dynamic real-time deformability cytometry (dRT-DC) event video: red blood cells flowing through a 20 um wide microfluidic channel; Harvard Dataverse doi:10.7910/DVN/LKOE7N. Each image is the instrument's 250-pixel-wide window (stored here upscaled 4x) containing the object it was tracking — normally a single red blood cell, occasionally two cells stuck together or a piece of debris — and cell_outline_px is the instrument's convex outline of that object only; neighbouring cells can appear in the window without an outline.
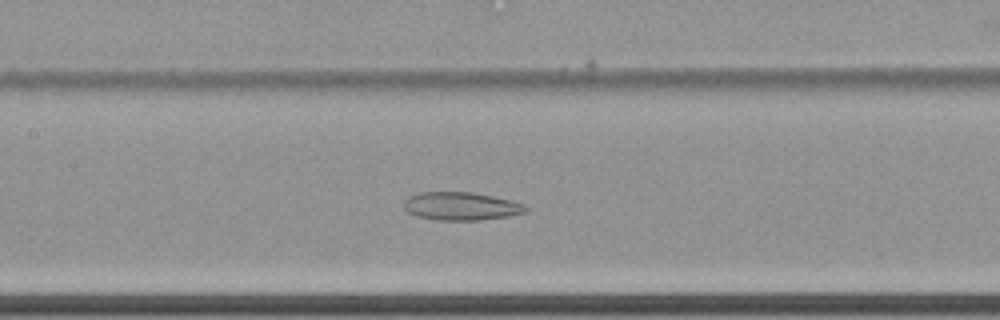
{"species": "common noctule bat (a hibernating species)", "species_latin": "Nyctalus noctula", "temperature_condition": "cold", "stored_images_in_passage": 66, "camera_frame_rate_fps": 3000, "um_per_image_px": 0.085, "animal": {"sex": "female", "body_mass_g": 22.7, "forearm_length_mm": 54.2}, "frame": {"image": 1, "passage_image": 35, "time_ms": 11.333, "image_size_px": [1000, 320], "cell_outline_px": [[532, 208], [524, 212], [508, 216], [480, 220], [436, 220], [416, 216], [408, 212], [404, 208], [404, 200], [408, 196], [420, 192], [472, 192], [512, 200], [524, 204]], "centroid_in_image_um": [39.2, 17.52], "position_along_channel_um": 168.2, "area_um2": 20.11}}
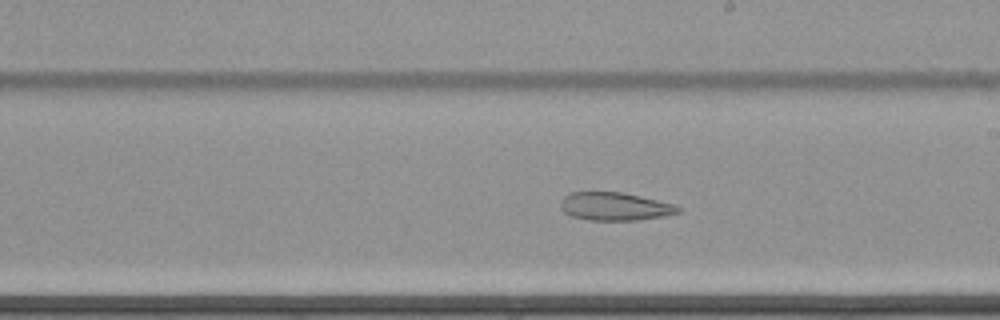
{"frame": {"image": 2, "passage_image": 41, "time_ms": 13.333, "image_size_px": [1000, 320], "cell_outline_px": [[680, 212], [664, 216], [636, 220], [588, 220], [572, 216], [564, 212], [560, 208], [560, 200], [564, 196], [572, 192], [624, 192], [672, 204], [680, 208]], "centroid_in_image_um": [52.21, 17.54], "position_along_channel_um": 236.8, "area_um2": 19.13}}
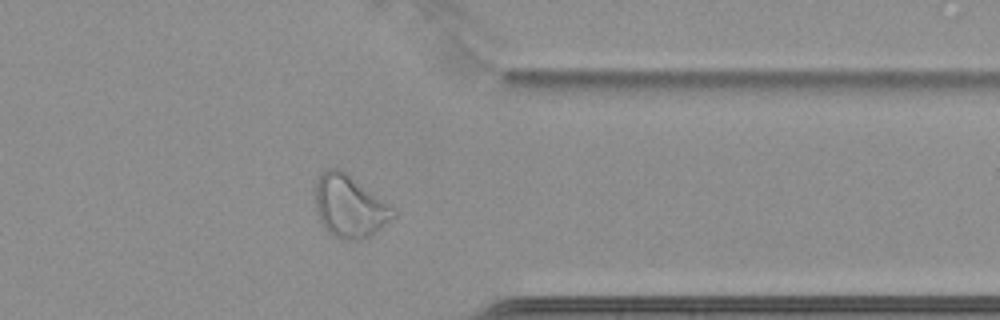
{"frame": {"image": 3, "passage_image": 54, "time_ms": 17.667, "image_size_px": [1000, 320], "cell_outline_px": [[396, 216], [372, 236], [364, 240], [340, 240], [328, 232], [320, 224], [312, 192], [312, 188], [320, 172], [324, 168], [340, 168], [388, 204], [396, 212]], "centroid_in_image_um": [29.64, 17.55], "position_along_channel_um": 381.8, "area_um2": 28.96}}